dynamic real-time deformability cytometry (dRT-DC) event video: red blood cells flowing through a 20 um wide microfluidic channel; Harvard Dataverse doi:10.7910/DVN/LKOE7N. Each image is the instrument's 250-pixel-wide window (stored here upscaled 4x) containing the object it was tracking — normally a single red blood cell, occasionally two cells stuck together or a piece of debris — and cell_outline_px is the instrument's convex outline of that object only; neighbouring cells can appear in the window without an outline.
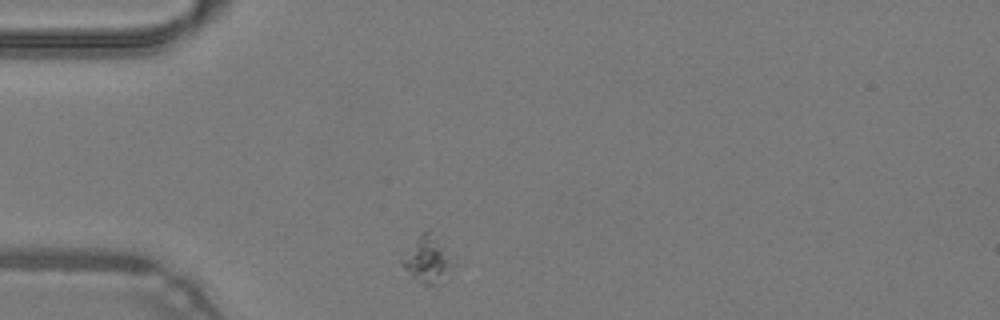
{"species": "common noctule bat (a hibernating species)", "species_latin": "Nyctalus noctula", "temperature_condition": "warm", "stored_images_in_passage": 40, "camera_frame_rate_fps": 3000, "um_per_image_px": 0.085, "animal": {"sex": "male", "body_mass_g": 19.2, "forearm_length_mm": 51.8}, "frame": {"image": 1, "passage_image": 1, "time_ms": 0.0, "image_size_px": [1000, 320], "cell_outline_px": [[452, 268], [432, 284], [424, 284], [412, 276], [400, 264], [400, 260], [420, 236], [424, 232], [428, 232], [452, 264]], "centroid_in_image_um": [36.21, 22.13], "position_along_channel_um": 48.8, "area_um2": 11.68}}
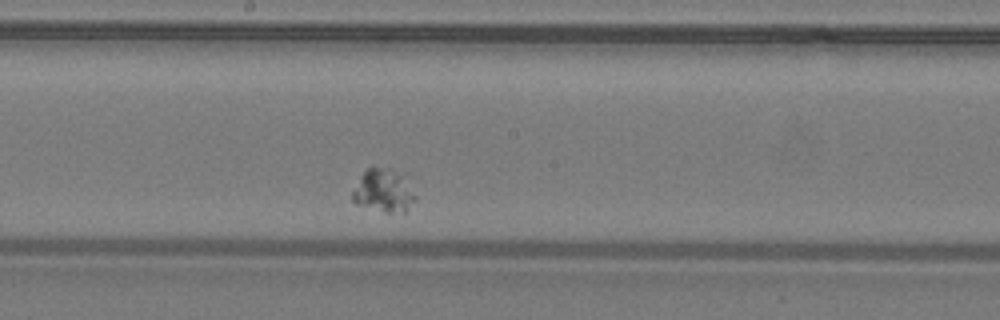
{"frame": {"image": 2, "passage_image": 16, "time_ms": 5.0, "image_size_px": [1000, 320], "cell_outline_px": [[416, 200], [404, 212], [388, 212], [356, 204], [352, 200], [352, 192], [360, 176], [372, 164], [392, 168], [400, 176], [416, 196]], "centroid_in_image_um": [32.55, 16.18], "position_along_channel_um": 215.7, "area_um2": 15.49}}
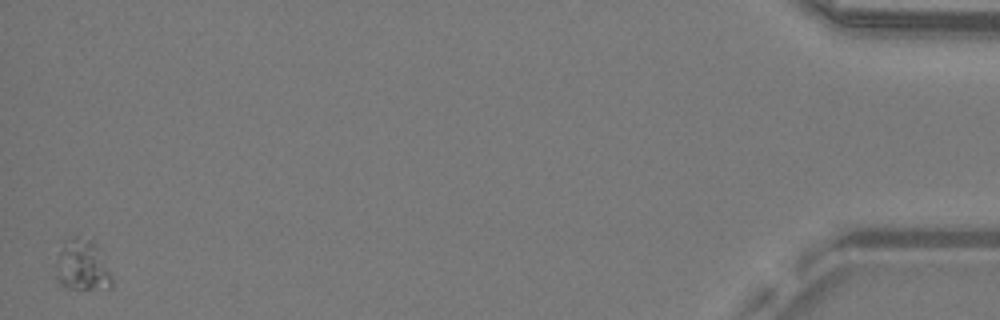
{"frame": {"image": 3, "passage_image": 40, "time_ms": 13.0, "image_size_px": [1000, 320], "cell_outline_px": [[112, 284], [108, 288], [60, 288], [56, 280], [56, 260], [64, 240], [72, 236], [92, 236], [100, 248], [112, 276]], "centroid_in_image_um": [6.98, 22.5], "position_along_channel_um": 428.2, "area_um2": 17.34}}